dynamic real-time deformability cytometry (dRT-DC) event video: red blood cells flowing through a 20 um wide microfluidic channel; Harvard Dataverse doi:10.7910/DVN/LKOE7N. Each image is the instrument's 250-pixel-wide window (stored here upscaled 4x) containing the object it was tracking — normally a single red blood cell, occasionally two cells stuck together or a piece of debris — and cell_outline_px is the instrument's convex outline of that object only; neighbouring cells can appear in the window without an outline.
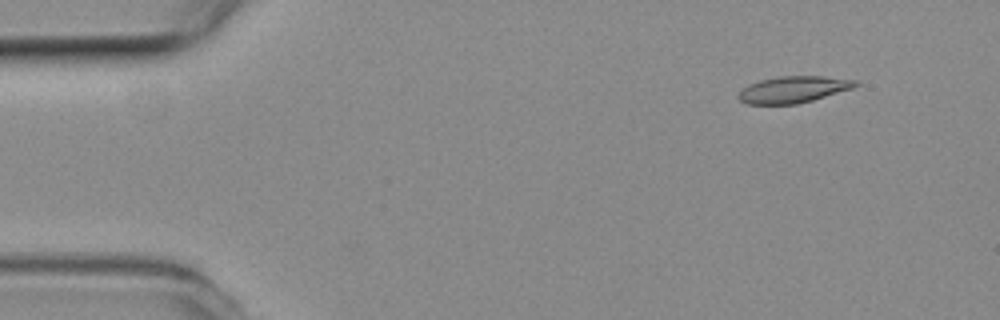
{"species": "common noctule bat (a hibernating species)", "species_latin": "Nyctalus noctula", "temperature_condition": "room temperature", "stored_images_in_passage": 53, "camera_frame_rate_fps": 3000, "um_per_image_px": 0.085, "animal": {"sex": "female", "body_mass_g": 19.3, "forearm_length_mm": 54.1}, "frame": {"image": 1, "passage_image": 5, "time_ms": 1.333, "image_size_px": [1000, 320], "cell_outline_px": [[860, 84], [852, 88], [812, 100], [796, 104], [748, 104], [740, 100], [736, 96], [748, 84], [760, 80], [780, 76], [824, 76], [856, 80]], "centroid_in_image_um": [67.42, 7.6], "position_along_channel_um": 17.6, "area_um2": 17.98}}
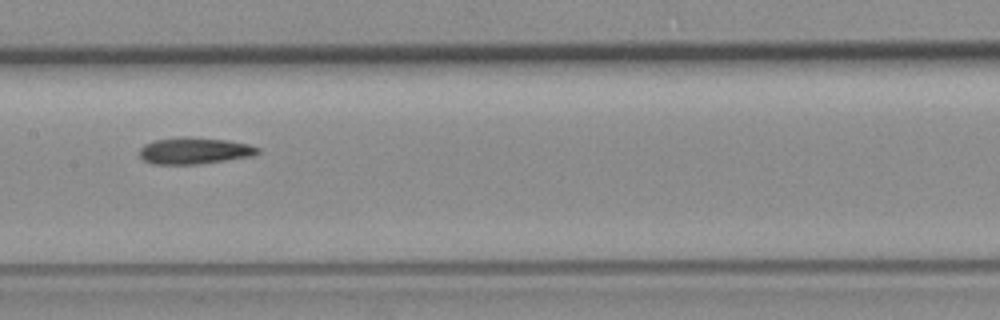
{"frame": {"image": 2, "passage_image": 26, "time_ms": 8.333, "image_size_px": [1000, 320], "cell_outline_px": [[260, 152], [256, 156], [196, 164], [152, 164], [144, 160], [140, 156], [140, 148], [144, 144], [156, 140], [180, 136], [188, 136], [228, 140], [248, 144], [260, 148]], "centroid_in_image_um": [16.55, 12.8], "position_along_channel_um": 190.8, "area_um2": 18.5}}
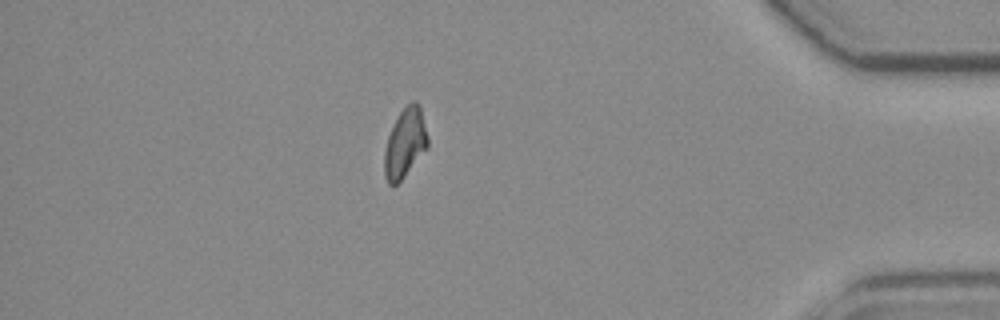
{"frame": {"image": 3, "passage_image": 46, "time_ms": 15.0, "image_size_px": [1000, 320], "cell_outline_px": [[428, 148], [404, 176], [396, 184], [388, 184], [384, 176], [384, 152], [388, 136], [400, 112], [412, 100], [416, 100], [420, 104], [428, 136]], "centroid_in_image_um": [34.44, 12.15], "position_along_channel_um": 400.8, "area_um2": 17.46}}